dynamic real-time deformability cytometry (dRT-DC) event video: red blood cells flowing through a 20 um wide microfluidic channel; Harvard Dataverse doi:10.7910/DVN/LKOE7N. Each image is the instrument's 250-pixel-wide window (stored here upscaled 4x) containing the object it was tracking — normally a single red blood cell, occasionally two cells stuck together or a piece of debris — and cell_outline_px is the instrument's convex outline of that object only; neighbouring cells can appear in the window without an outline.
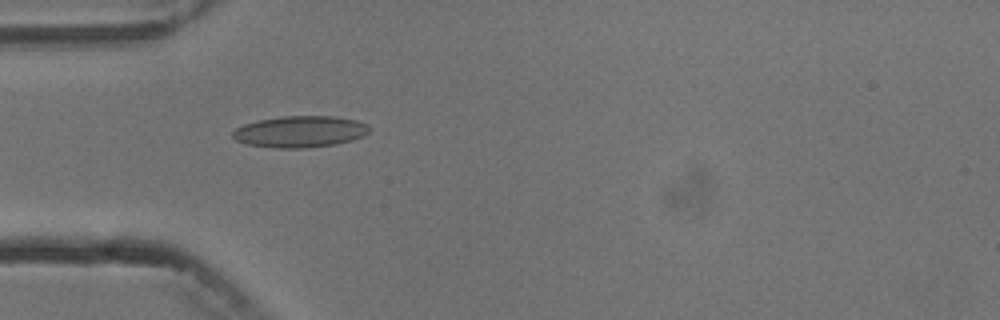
{"species": "common noctule bat (a hibernating species)", "species_latin": "Nyctalus noctula", "temperature_condition": "cold", "stored_images_in_passage": 5, "camera_frame_rate_fps": 3000, "um_per_image_px": 0.085, "animal": {"sex": "male", "body_mass_g": 13.3}, "frame": {"image": 1, "passage_image": 5, "time_ms": 4.667, "image_size_px": [1000, 320], "cell_outline_px": [[368, 132], [364, 136], [352, 140], [336, 144], [304, 148], [276, 148], [248, 144], [236, 140], [232, 136], [232, 132], [236, 128], [244, 124], [256, 120], [284, 116], [336, 116], [356, 120], [368, 124]], "centroid_in_image_um": [25.51, 11.18], "position_along_channel_um": 59.5, "area_um2": 25.09}}